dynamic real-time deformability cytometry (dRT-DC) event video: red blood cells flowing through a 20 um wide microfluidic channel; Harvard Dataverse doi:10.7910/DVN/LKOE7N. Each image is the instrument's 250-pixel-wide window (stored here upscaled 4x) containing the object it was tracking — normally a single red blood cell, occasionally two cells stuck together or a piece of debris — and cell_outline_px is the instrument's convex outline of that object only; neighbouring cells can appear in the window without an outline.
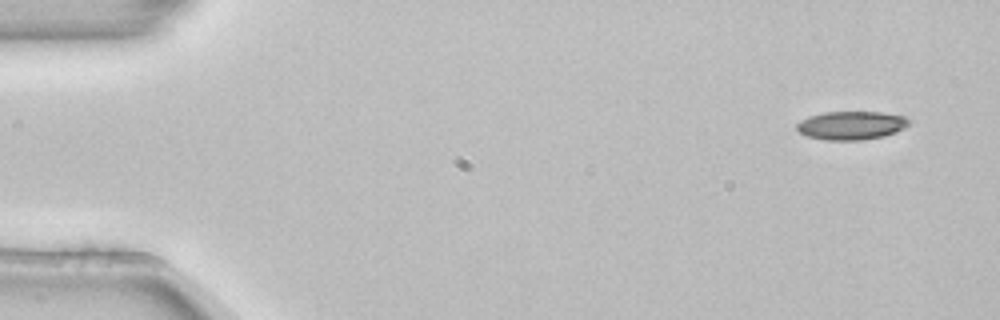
{"species": "common noctule bat (a hibernating species)", "species_latin": "Nyctalus noctula", "temperature_condition": "room temperature", "stored_images_in_passage": 4, "camera_frame_rate_fps": 3000, "um_per_image_px": 0.085, "animal": {"sex": "female", "body_mass_g": 22.7, "forearm_length_mm": 54.2}, "frame": {"image": 1, "passage_image": 1, "time_ms": 0.0, "image_size_px": [1000, 320], "cell_outline_px": [[912, 120], [904, 128], [884, 136], [860, 140], [824, 140], [808, 136], [800, 132], [796, 128], [796, 124], [800, 120], [808, 116], [824, 112], [884, 112], [904, 116]], "centroid_in_image_um": [72.36, 10.65], "position_along_channel_um": 12.6, "area_um2": 18.67}}
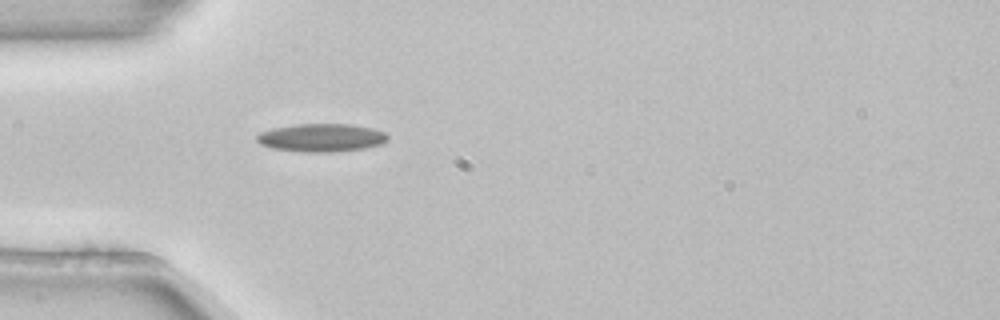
{"frame": {"image": 2, "passage_image": 4, "time_ms": 1.0, "image_size_px": [1000, 320], "cell_outline_px": [[388, 140], [384, 144], [364, 148], [336, 152], [308, 152], [272, 148], [260, 144], [256, 140], [256, 136], [260, 132], [276, 128], [296, 124], [352, 124], [372, 128], [384, 132], [388, 136]], "centroid_in_image_um": [27.36, 11.71], "position_along_channel_um": 57.6, "area_um2": 21.44}}